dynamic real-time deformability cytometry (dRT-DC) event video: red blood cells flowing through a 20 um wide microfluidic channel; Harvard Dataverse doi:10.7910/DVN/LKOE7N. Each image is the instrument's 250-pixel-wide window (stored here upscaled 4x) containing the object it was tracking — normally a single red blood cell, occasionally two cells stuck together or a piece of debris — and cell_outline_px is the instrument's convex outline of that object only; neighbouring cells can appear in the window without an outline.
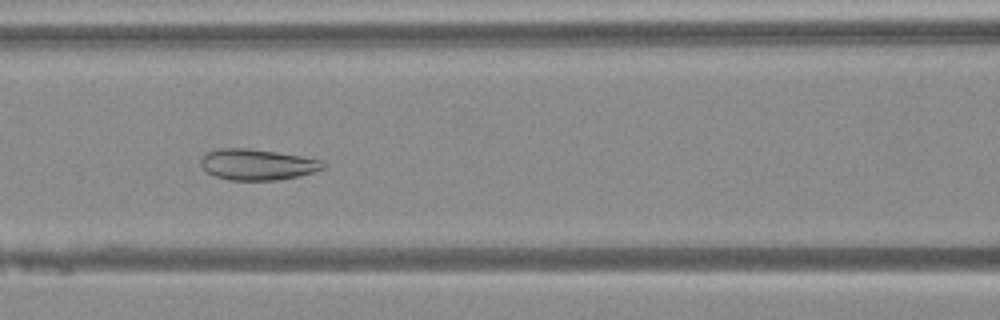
{"species": "Egyptian fruit bat (a non-hibernating species)", "species_latin": "Rousettus aegyptiacus", "temperature_condition": "warm", "stored_images_in_passage": 49, "camera_frame_rate_fps": 3000, "um_per_image_px": 0.085, "animal": {"sex": "female"}, "frame": {"image": 1, "passage_image": 21, "time_ms": 6.667, "image_size_px": [1000, 320], "cell_outline_px": [[328, 164], [324, 168], [312, 172], [296, 176], [276, 180], [228, 180], [212, 176], [200, 164], [200, 156], [208, 152], [220, 148], [244, 148], [276, 152], [324, 160]], "centroid_in_image_um": [21.85, 13.98], "position_along_channel_um": 144.7, "area_um2": 22.08}}
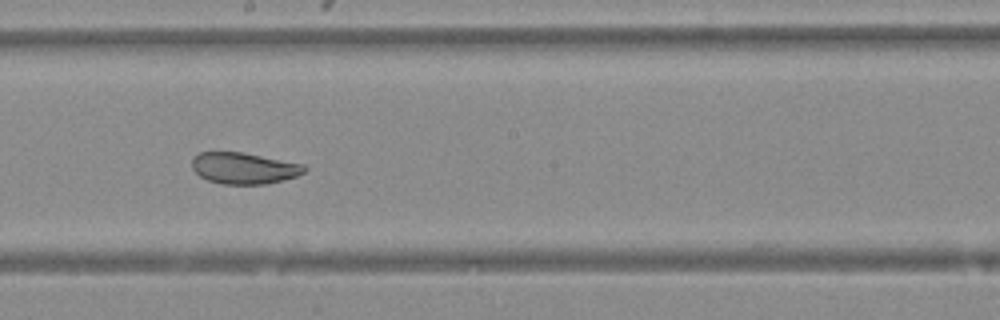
{"frame": {"image": 2, "passage_image": 27, "time_ms": 8.667, "image_size_px": [1000, 320], "cell_outline_px": [[308, 168], [304, 172], [296, 176], [264, 184], [220, 184], [208, 180], [200, 176], [192, 168], [192, 156], [200, 152], [240, 152], [304, 164]], "centroid_in_image_um": [20.7, 14.29], "position_along_channel_um": 227.5, "area_um2": 20.4}}
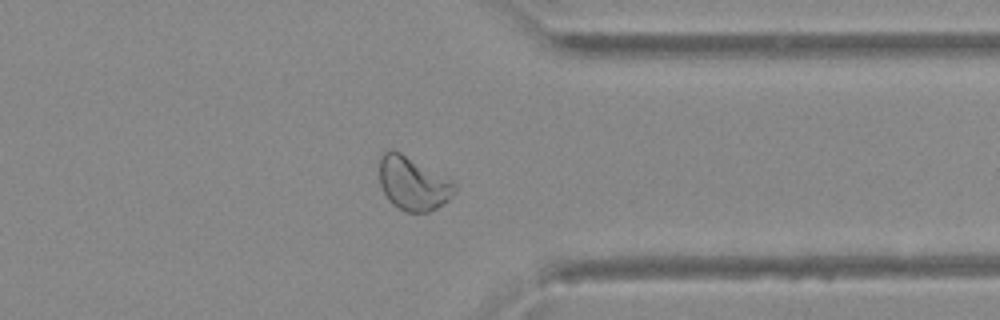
{"frame": {"image": 3, "passage_image": 38, "time_ms": 12.333, "image_size_px": [1000, 320], "cell_outline_px": [[456, 188], [452, 196], [444, 204], [428, 212], [408, 212], [392, 204], [388, 200], [380, 184], [380, 156], [384, 152], [392, 148], [400, 152], [452, 180], [456, 184]], "centroid_in_image_um": [35.1, 15.59], "position_along_channel_um": 376.3, "area_um2": 23.35}}